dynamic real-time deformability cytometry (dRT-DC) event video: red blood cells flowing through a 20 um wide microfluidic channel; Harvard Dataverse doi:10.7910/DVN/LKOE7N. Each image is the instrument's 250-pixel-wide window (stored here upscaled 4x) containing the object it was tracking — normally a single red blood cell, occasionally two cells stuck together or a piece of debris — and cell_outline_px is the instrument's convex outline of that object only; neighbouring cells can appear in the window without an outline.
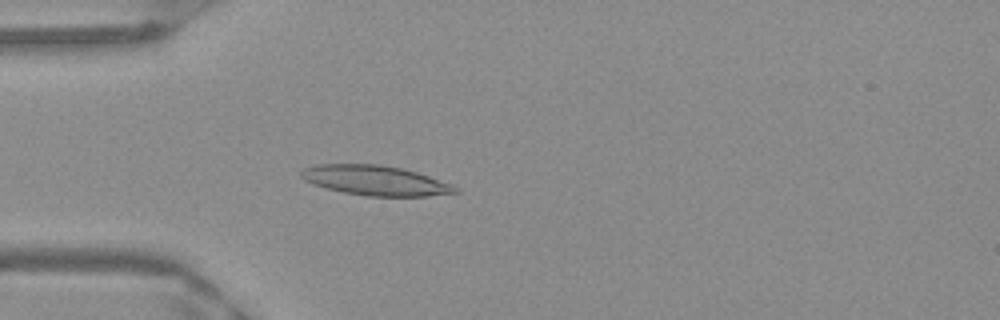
{"species": "Egyptian fruit bat (a non-hibernating species)", "species_latin": "Rousettus aegyptiacus", "temperature_condition": "warm", "stored_images_in_passage": 51, "camera_frame_rate_fps": 3000, "um_per_image_px": 0.085, "frame": {"image": 1, "passage_image": 15, "time_ms": 4.667, "image_size_px": [1000, 320], "cell_outline_px": [[460, 192], [428, 196], [368, 196], [344, 192], [312, 184], [304, 180], [300, 176], [300, 172], [304, 168], [320, 164], [380, 164], [404, 168], [452, 184], [460, 188]], "centroid_in_image_um": [31.93, 15.33], "position_along_channel_um": 53.1, "area_um2": 26.82}}
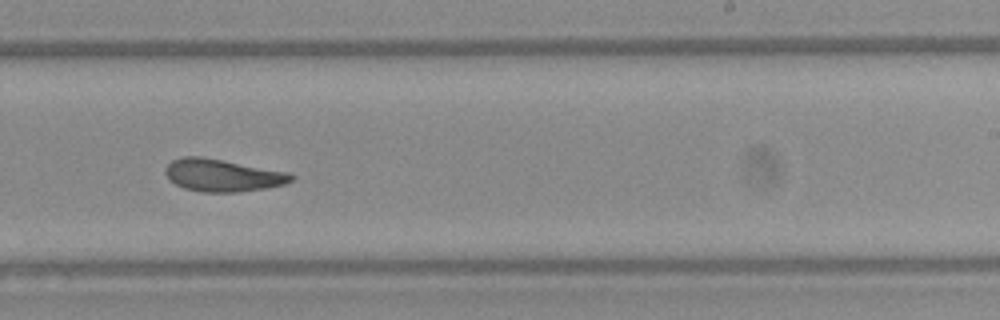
{"frame": {"image": 2, "passage_image": 32, "time_ms": 10.333, "image_size_px": [1000, 320], "cell_outline_px": [[296, 176], [292, 180], [284, 184], [264, 188], [236, 192], [200, 192], [184, 188], [168, 180], [164, 172], [164, 168], [172, 160], [180, 156], [200, 156], [288, 172]], "centroid_in_image_um": [18.86, 14.9], "position_along_channel_um": 270.1, "area_um2": 23.76}}
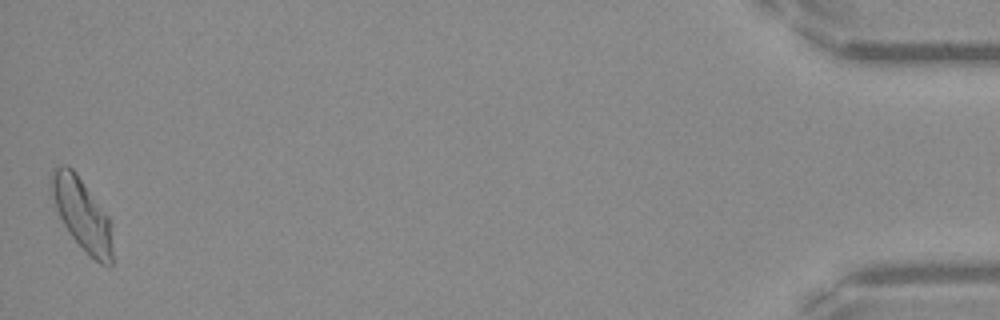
{"frame": {"image": 3, "passage_image": 51, "time_ms": 16.667, "image_size_px": [1000, 320], "cell_outline_px": [[112, 264], [100, 264], [88, 256], [72, 236], [64, 224], [48, 192], [48, 188], [52, 168], [60, 164], [68, 164], [76, 172], [108, 216], [112, 252]], "centroid_in_image_um": [6.89, 18.14], "position_along_channel_um": 428.3, "area_um2": 25.66}, "authors_computed_cell_mechanics": {"area_um2": 24.1026, "velocity_mm_per_s": 3.9591, "shape_relaxation_time_tau1_ms": null, "shape_relaxation_time_tau2_ms": 3.2105, "deformation_change_tau1": null, "deformation_change_tau2": 0.1094}}